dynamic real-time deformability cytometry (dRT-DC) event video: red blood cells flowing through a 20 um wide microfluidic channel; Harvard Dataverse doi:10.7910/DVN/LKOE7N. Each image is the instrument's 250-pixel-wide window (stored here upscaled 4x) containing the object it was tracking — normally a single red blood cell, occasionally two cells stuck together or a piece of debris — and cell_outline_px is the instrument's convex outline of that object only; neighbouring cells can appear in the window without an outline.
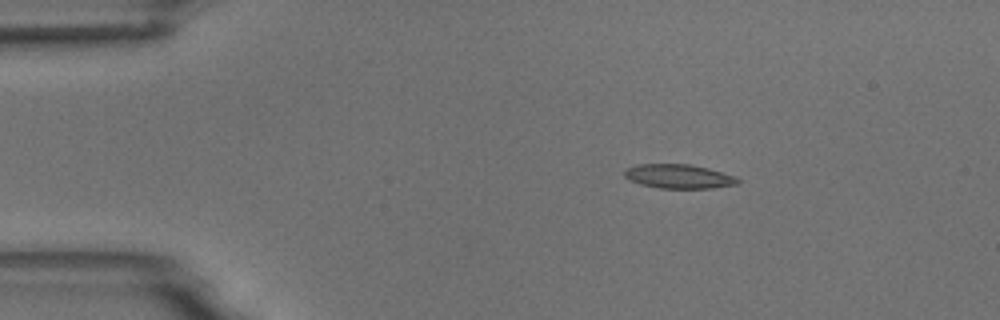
{"species": "common noctule bat (a hibernating species)", "species_latin": "Nyctalus noctula", "temperature_condition": "room temperature", "stored_images_in_passage": 4, "camera_frame_rate_fps": 3000, "um_per_image_px": 0.085, "animal": {"sex": "male", "body_mass_g": 18.8}, "frame": {"image": 1, "passage_image": 1, "time_ms": 0.0, "image_size_px": [1000, 320], "cell_outline_px": [[740, 184], [712, 188], [660, 188], [640, 184], [628, 180], [624, 176], [624, 172], [628, 168], [636, 164], [692, 164], [708, 168], [736, 176], [740, 180]], "centroid_in_image_um": [57.71, 14.99], "position_along_channel_um": 27.3, "area_um2": 16.07}}
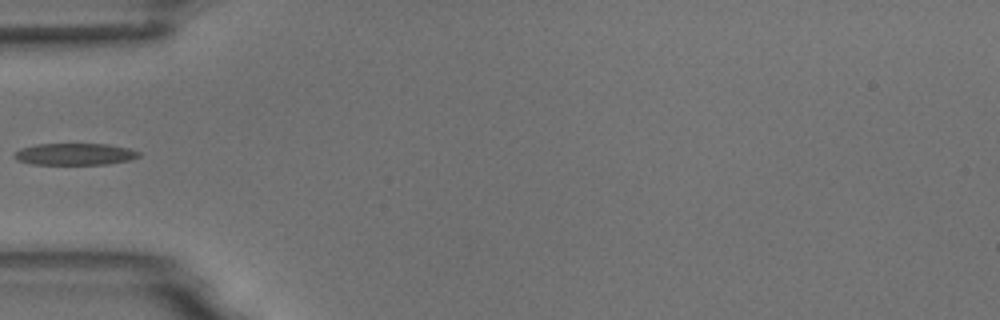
{"frame": {"image": 2, "passage_image": 3, "time_ms": 3.0, "image_size_px": [1000, 320], "cell_outline_px": [[140, 156], [132, 160], [108, 164], [32, 164], [16, 160], [12, 156], [20, 148], [36, 144], [108, 144], [128, 148], [140, 152]], "centroid_in_image_um": [6.36, 13.1], "position_along_channel_um": 78.6, "area_um2": 15.9}}